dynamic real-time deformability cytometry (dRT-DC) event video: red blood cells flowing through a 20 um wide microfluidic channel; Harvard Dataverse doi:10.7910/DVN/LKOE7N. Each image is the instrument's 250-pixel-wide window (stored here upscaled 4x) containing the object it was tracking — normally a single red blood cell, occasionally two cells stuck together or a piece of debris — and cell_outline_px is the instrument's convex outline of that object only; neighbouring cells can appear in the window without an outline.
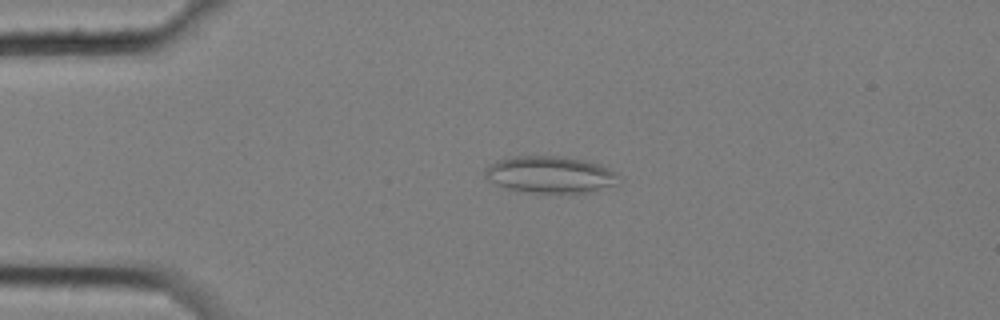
{"species": "common noctule bat (a hibernating species)", "species_latin": "Nyctalus noctula", "temperature_condition": "cold", "stored_images_in_passage": 6, "camera_frame_rate_fps": 3000, "um_per_image_px": 0.085, "animal": {"sex": "female", "body_mass_g": 25.1}, "frame": {"image": 1, "passage_image": 3, "time_ms": 0.667, "image_size_px": [1000, 320], "cell_outline_px": [[624, 176], [612, 184], [592, 192], [532, 192], [508, 188], [496, 184], [488, 180], [484, 176], [484, 168], [496, 160], [508, 156], [560, 156], [588, 160], [600, 164]], "centroid_in_image_um": [46.75, 14.81], "position_along_channel_um": 38.2, "area_um2": 28.73}}